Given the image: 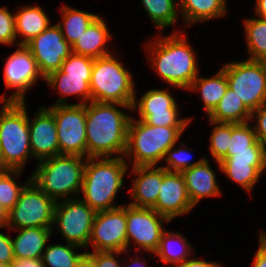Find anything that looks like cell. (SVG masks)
I'll list each match as a JSON object with an SVG mask.
<instances>
[{"instance_id":"cell-4","label":"cell","mask_w":266,"mask_h":267,"mask_svg":"<svg viewBox=\"0 0 266 267\" xmlns=\"http://www.w3.org/2000/svg\"><path fill=\"white\" fill-rule=\"evenodd\" d=\"M187 127L153 126L131 118L123 158L131 167L156 166L167 150L180 140ZM128 159V160H127Z\"/></svg>"},{"instance_id":"cell-39","label":"cell","mask_w":266,"mask_h":267,"mask_svg":"<svg viewBox=\"0 0 266 267\" xmlns=\"http://www.w3.org/2000/svg\"><path fill=\"white\" fill-rule=\"evenodd\" d=\"M94 58L71 53L61 64L60 71L76 76H91Z\"/></svg>"},{"instance_id":"cell-24","label":"cell","mask_w":266,"mask_h":267,"mask_svg":"<svg viewBox=\"0 0 266 267\" xmlns=\"http://www.w3.org/2000/svg\"><path fill=\"white\" fill-rule=\"evenodd\" d=\"M18 234L11 238L13 254L15 258H41L46 249L49 238L52 236V228L29 227L16 229Z\"/></svg>"},{"instance_id":"cell-32","label":"cell","mask_w":266,"mask_h":267,"mask_svg":"<svg viewBox=\"0 0 266 267\" xmlns=\"http://www.w3.org/2000/svg\"><path fill=\"white\" fill-rule=\"evenodd\" d=\"M50 244L42 253L41 260L44 267H77L79 260L86 253H77L76 248L80 246L66 243Z\"/></svg>"},{"instance_id":"cell-30","label":"cell","mask_w":266,"mask_h":267,"mask_svg":"<svg viewBox=\"0 0 266 267\" xmlns=\"http://www.w3.org/2000/svg\"><path fill=\"white\" fill-rule=\"evenodd\" d=\"M244 34L249 60L266 62V20L258 17L244 19Z\"/></svg>"},{"instance_id":"cell-11","label":"cell","mask_w":266,"mask_h":267,"mask_svg":"<svg viewBox=\"0 0 266 267\" xmlns=\"http://www.w3.org/2000/svg\"><path fill=\"white\" fill-rule=\"evenodd\" d=\"M47 108L55 118L60 155L87 158L86 104L52 105Z\"/></svg>"},{"instance_id":"cell-9","label":"cell","mask_w":266,"mask_h":267,"mask_svg":"<svg viewBox=\"0 0 266 267\" xmlns=\"http://www.w3.org/2000/svg\"><path fill=\"white\" fill-rule=\"evenodd\" d=\"M56 201L44 193L31 179L8 212L6 228L16 230L29 227L52 228Z\"/></svg>"},{"instance_id":"cell-10","label":"cell","mask_w":266,"mask_h":267,"mask_svg":"<svg viewBox=\"0 0 266 267\" xmlns=\"http://www.w3.org/2000/svg\"><path fill=\"white\" fill-rule=\"evenodd\" d=\"M96 212L80 197L56 203L52 233L56 228L66 243L87 248Z\"/></svg>"},{"instance_id":"cell-5","label":"cell","mask_w":266,"mask_h":267,"mask_svg":"<svg viewBox=\"0 0 266 267\" xmlns=\"http://www.w3.org/2000/svg\"><path fill=\"white\" fill-rule=\"evenodd\" d=\"M0 109V168L24 169L33 158L26 102H2Z\"/></svg>"},{"instance_id":"cell-25","label":"cell","mask_w":266,"mask_h":267,"mask_svg":"<svg viewBox=\"0 0 266 267\" xmlns=\"http://www.w3.org/2000/svg\"><path fill=\"white\" fill-rule=\"evenodd\" d=\"M184 26L226 16L227 0H178Z\"/></svg>"},{"instance_id":"cell-29","label":"cell","mask_w":266,"mask_h":267,"mask_svg":"<svg viewBox=\"0 0 266 267\" xmlns=\"http://www.w3.org/2000/svg\"><path fill=\"white\" fill-rule=\"evenodd\" d=\"M61 21L56 24L60 27L64 39L72 46L84 33L88 26L99 16L63 4Z\"/></svg>"},{"instance_id":"cell-49","label":"cell","mask_w":266,"mask_h":267,"mask_svg":"<svg viewBox=\"0 0 266 267\" xmlns=\"http://www.w3.org/2000/svg\"><path fill=\"white\" fill-rule=\"evenodd\" d=\"M130 260L128 261L129 262V264H128V266H127V264L125 265V264H123L125 267H147L146 265V262H147V260L145 259V258H143L142 260H141V258L139 257H130L129 258ZM145 259V260H144ZM122 265V267H124Z\"/></svg>"},{"instance_id":"cell-18","label":"cell","mask_w":266,"mask_h":267,"mask_svg":"<svg viewBox=\"0 0 266 267\" xmlns=\"http://www.w3.org/2000/svg\"><path fill=\"white\" fill-rule=\"evenodd\" d=\"M28 124L33 158L39 162L60 155L55 118L47 106L38 109L33 119L28 115Z\"/></svg>"},{"instance_id":"cell-45","label":"cell","mask_w":266,"mask_h":267,"mask_svg":"<svg viewBox=\"0 0 266 267\" xmlns=\"http://www.w3.org/2000/svg\"><path fill=\"white\" fill-rule=\"evenodd\" d=\"M191 256L187 260H185L181 264L174 265V267H222L219 262L217 263L216 261H207L205 259L202 260L196 257ZM195 258V259H194Z\"/></svg>"},{"instance_id":"cell-14","label":"cell","mask_w":266,"mask_h":267,"mask_svg":"<svg viewBox=\"0 0 266 267\" xmlns=\"http://www.w3.org/2000/svg\"><path fill=\"white\" fill-rule=\"evenodd\" d=\"M169 90L152 89L140 99L135 97L132 111L138 110V119L153 126L188 127L192 118H180L179 108Z\"/></svg>"},{"instance_id":"cell-36","label":"cell","mask_w":266,"mask_h":267,"mask_svg":"<svg viewBox=\"0 0 266 267\" xmlns=\"http://www.w3.org/2000/svg\"><path fill=\"white\" fill-rule=\"evenodd\" d=\"M219 162L251 163L263 174L266 170V149L257 139L251 145V151H227V154Z\"/></svg>"},{"instance_id":"cell-8","label":"cell","mask_w":266,"mask_h":267,"mask_svg":"<svg viewBox=\"0 0 266 267\" xmlns=\"http://www.w3.org/2000/svg\"><path fill=\"white\" fill-rule=\"evenodd\" d=\"M228 88L253 112L266 104V62L245 59L222 66Z\"/></svg>"},{"instance_id":"cell-43","label":"cell","mask_w":266,"mask_h":267,"mask_svg":"<svg viewBox=\"0 0 266 267\" xmlns=\"http://www.w3.org/2000/svg\"><path fill=\"white\" fill-rule=\"evenodd\" d=\"M6 228V227H0ZM15 259L13 254V246L11 237L6 233L0 232V263L11 265L12 261Z\"/></svg>"},{"instance_id":"cell-1","label":"cell","mask_w":266,"mask_h":267,"mask_svg":"<svg viewBox=\"0 0 266 267\" xmlns=\"http://www.w3.org/2000/svg\"><path fill=\"white\" fill-rule=\"evenodd\" d=\"M121 107L132 112V105L86 103L87 158L124 156L132 116L121 111Z\"/></svg>"},{"instance_id":"cell-22","label":"cell","mask_w":266,"mask_h":267,"mask_svg":"<svg viewBox=\"0 0 266 267\" xmlns=\"http://www.w3.org/2000/svg\"><path fill=\"white\" fill-rule=\"evenodd\" d=\"M112 38L105 19L98 16L72 45V52L94 59L109 55L113 50H109L107 42Z\"/></svg>"},{"instance_id":"cell-17","label":"cell","mask_w":266,"mask_h":267,"mask_svg":"<svg viewBox=\"0 0 266 267\" xmlns=\"http://www.w3.org/2000/svg\"><path fill=\"white\" fill-rule=\"evenodd\" d=\"M193 208L182 173L169 172L163 168L159 195L152 209L171 222L176 217L188 214Z\"/></svg>"},{"instance_id":"cell-20","label":"cell","mask_w":266,"mask_h":267,"mask_svg":"<svg viewBox=\"0 0 266 267\" xmlns=\"http://www.w3.org/2000/svg\"><path fill=\"white\" fill-rule=\"evenodd\" d=\"M181 173L185 180L188 197L194 207L204 198L222 195L216 172L210 166L209 158H205L200 164L185 169Z\"/></svg>"},{"instance_id":"cell-6","label":"cell","mask_w":266,"mask_h":267,"mask_svg":"<svg viewBox=\"0 0 266 267\" xmlns=\"http://www.w3.org/2000/svg\"><path fill=\"white\" fill-rule=\"evenodd\" d=\"M84 158L75 155H56L41 160L37 162L31 179L56 202L80 197L87 160Z\"/></svg>"},{"instance_id":"cell-50","label":"cell","mask_w":266,"mask_h":267,"mask_svg":"<svg viewBox=\"0 0 266 267\" xmlns=\"http://www.w3.org/2000/svg\"><path fill=\"white\" fill-rule=\"evenodd\" d=\"M8 221V211L7 209L0 203V227H6Z\"/></svg>"},{"instance_id":"cell-3","label":"cell","mask_w":266,"mask_h":267,"mask_svg":"<svg viewBox=\"0 0 266 267\" xmlns=\"http://www.w3.org/2000/svg\"><path fill=\"white\" fill-rule=\"evenodd\" d=\"M129 165L123 157L87 158L84 167L81 198L95 212L118 208L113 201L124 185Z\"/></svg>"},{"instance_id":"cell-37","label":"cell","mask_w":266,"mask_h":267,"mask_svg":"<svg viewBox=\"0 0 266 267\" xmlns=\"http://www.w3.org/2000/svg\"><path fill=\"white\" fill-rule=\"evenodd\" d=\"M213 126L209 138V150L213 161H220L226 154L231 137V123H219L209 120Z\"/></svg>"},{"instance_id":"cell-13","label":"cell","mask_w":266,"mask_h":267,"mask_svg":"<svg viewBox=\"0 0 266 267\" xmlns=\"http://www.w3.org/2000/svg\"><path fill=\"white\" fill-rule=\"evenodd\" d=\"M3 69L5 88L15 91L9 97L3 94L0 102H25L26 92L40 80L39 77L45 80L26 45H18L6 59Z\"/></svg>"},{"instance_id":"cell-35","label":"cell","mask_w":266,"mask_h":267,"mask_svg":"<svg viewBox=\"0 0 266 267\" xmlns=\"http://www.w3.org/2000/svg\"><path fill=\"white\" fill-rule=\"evenodd\" d=\"M187 146L186 142H180L177 149L175 148L176 144L170 147L163 159L167 166L162 165L161 167L169 172H182L185 169L192 168L193 166L200 164L205 159L203 157L198 161L192 162L193 156H191V152L188 149L189 146Z\"/></svg>"},{"instance_id":"cell-28","label":"cell","mask_w":266,"mask_h":267,"mask_svg":"<svg viewBox=\"0 0 266 267\" xmlns=\"http://www.w3.org/2000/svg\"><path fill=\"white\" fill-rule=\"evenodd\" d=\"M251 113L236 93L227 88L215 109L207 117L214 122L240 124L250 122Z\"/></svg>"},{"instance_id":"cell-46","label":"cell","mask_w":266,"mask_h":267,"mask_svg":"<svg viewBox=\"0 0 266 267\" xmlns=\"http://www.w3.org/2000/svg\"><path fill=\"white\" fill-rule=\"evenodd\" d=\"M11 267H44L41 258H15L12 263Z\"/></svg>"},{"instance_id":"cell-31","label":"cell","mask_w":266,"mask_h":267,"mask_svg":"<svg viewBox=\"0 0 266 267\" xmlns=\"http://www.w3.org/2000/svg\"><path fill=\"white\" fill-rule=\"evenodd\" d=\"M141 3L155 29L162 31L178 22V0H141Z\"/></svg>"},{"instance_id":"cell-38","label":"cell","mask_w":266,"mask_h":267,"mask_svg":"<svg viewBox=\"0 0 266 267\" xmlns=\"http://www.w3.org/2000/svg\"><path fill=\"white\" fill-rule=\"evenodd\" d=\"M257 140L253 126L247 123H231V137L227 151H251V145Z\"/></svg>"},{"instance_id":"cell-33","label":"cell","mask_w":266,"mask_h":267,"mask_svg":"<svg viewBox=\"0 0 266 267\" xmlns=\"http://www.w3.org/2000/svg\"><path fill=\"white\" fill-rule=\"evenodd\" d=\"M216 163L219 170L222 171V174L241 186L246 192H251L262 174L255 166H252L251 163L219 161H216Z\"/></svg>"},{"instance_id":"cell-19","label":"cell","mask_w":266,"mask_h":267,"mask_svg":"<svg viewBox=\"0 0 266 267\" xmlns=\"http://www.w3.org/2000/svg\"><path fill=\"white\" fill-rule=\"evenodd\" d=\"M134 173L132 187L129 189V205L138 208H153L157 202L160 184L163 179V168L161 166H136L130 167Z\"/></svg>"},{"instance_id":"cell-27","label":"cell","mask_w":266,"mask_h":267,"mask_svg":"<svg viewBox=\"0 0 266 267\" xmlns=\"http://www.w3.org/2000/svg\"><path fill=\"white\" fill-rule=\"evenodd\" d=\"M191 249L194 246L188 242V239L179 232L166 230L163 232L157 251L153 254L159 257V260L168 264H181L194 254Z\"/></svg>"},{"instance_id":"cell-26","label":"cell","mask_w":266,"mask_h":267,"mask_svg":"<svg viewBox=\"0 0 266 267\" xmlns=\"http://www.w3.org/2000/svg\"><path fill=\"white\" fill-rule=\"evenodd\" d=\"M228 88L225 71L220 70L212 77H202L198 75L192 82L188 91L198 92L204 105L207 116L215 109L220 99Z\"/></svg>"},{"instance_id":"cell-42","label":"cell","mask_w":266,"mask_h":267,"mask_svg":"<svg viewBox=\"0 0 266 267\" xmlns=\"http://www.w3.org/2000/svg\"><path fill=\"white\" fill-rule=\"evenodd\" d=\"M253 120L255 123L253 128L256 133V137L266 149V104H263L251 113L250 122Z\"/></svg>"},{"instance_id":"cell-34","label":"cell","mask_w":266,"mask_h":267,"mask_svg":"<svg viewBox=\"0 0 266 267\" xmlns=\"http://www.w3.org/2000/svg\"><path fill=\"white\" fill-rule=\"evenodd\" d=\"M22 170L3 169L0 172V203L9 212L16 204L19 195L25 185L31 180V176L23 185L19 184L14 178L21 177Z\"/></svg>"},{"instance_id":"cell-21","label":"cell","mask_w":266,"mask_h":267,"mask_svg":"<svg viewBox=\"0 0 266 267\" xmlns=\"http://www.w3.org/2000/svg\"><path fill=\"white\" fill-rule=\"evenodd\" d=\"M46 84L58 91L60 96L53 105H66L68 96H76L80 98L81 102L73 104H86L92 101L90 81L91 76H76L63 73L60 70L49 74L45 80Z\"/></svg>"},{"instance_id":"cell-2","label":"cell","mask_w":266,"mask_h":267,"mask_svg":"<svg viewBox=\"0 0 266 267\" xmlns=\"http://www.w3.org/2000/svg\"><path fill=\"white\" fill-rule=\"evenodd\" d=\"M176 31L177 29L171 35L159 34L151 38L153 41L145 46L148 52L146 55L148 63L151 62V68L165 83L174 88L188 90L200 73L197 53L187 41V35Z\"/></svg>"},{"instance_id":"cell-16","label":"cell","mask_w":266,"mask_h":267,"mask_svg":"<svg viewBox=\"0 0 266 267\" xmlns=\"http://www.w3.org/2000/svg\"><path fill=\"white\" fill-rule=\"evenodd\" d=\"M26 46L30 49L44 78L59 70L63 61L72 53V46L64 39L57 24H51Z\"/></svg>"},{"instance_id":"cell-47","label":"cell","mask_w":266,"mask_h":267,"mask_svg":"<svg viewBox=\"0 0 266 267\" xmlns=\"http://www.w3.org/2000/svg\"><path fill=\"white\" fill-rule=\"evenodd\" d=\"M255 16L266 20V0H255Z\"/></svg>"},{"instance_id":"cell-51","label":"cell","mask_w":266,"mask_h":267,"mask_svg":"<svg viewBox=\"0 0 266 267\" xmlns=\"http://www.w3.org/2000/svg\"><path fill=\"white\" fill-rule=\"evenodd\" d=\"M0 267H11V265H6V264H3V263H0Z\"/></svg>"},{"instance_id":"cell-41","label":"cell","mask_w":266,"mask_h":267,"mask_svg":"<svg viewBox=\"0 0 266 267\" xmlns=\"http://www.w3.org/2000/svg\"><path fill=\"white\" fill-rule=\"evenodd\" d=\"M129 251H95L87 253L94 259L96 267H122L118 256Z\"/></svg>"},{"instance_id":"cell-48","label":"cell","mask_w":266,"mask_h":267,"mask_svg":"<svg viewBox=\"0 0 266 267\" xmlns=\"http://www.w3.org/2000/svg\"><path fill=\"white\" fill-rule=\"evenodd\" d=\"M77 267H96L94 259L86 252L79 260Z\"/></svg>"},{"instance_id":"cell-15","label":"cell","mask_w":266,"mask_h":267,"mask_svg":"<svg viewBox=\"0 0 266 267\" xmlns=\"http://www.w3.org/2000/svg\"><path fill=\"white\" fill-rule=\"evenodd\" d=\"M126 205L96 212L88 246L95 251H127Z\"/></svg>"},{"instance_id":"cell-40","label":"cell","mask_w":266,"mask_h":267,"mask_svg":"<svg viewBox=\"0 0 266 267\" xmlns=\"http://www.w3.org/2000/svg\"><path fill=\"white\" fill-rule=\"evenodd\" d=\"M16 40L14 12L11 13L5 6L0 7V44L13 46L16 43L18 46Z\"/></svg>"},{"instance_id":"cell-23","label":"cell","mask_w":266,"mask_h":267,"mask_svg":"<svg viewBox=\"0 0 266 267\" xmlns=\"http://www.w3.org/2000/svg\"><path fill=\"white\" fill-rule=\"evenodd\" d=\"M14 11L17 38H22L18 45H26L34 37L50 26V18L39 5H24Z\"/></svg>"},{"instance_id":"cell-7","label":"cell","mask_w":266,"mask_h":267,"mask_svg":"<svg viewBox=\"0 0 266 267\" xmlns=\"http://www.w3.org/2000/svg\"><path fill=\"white\" fill-rule=\"evenodd\" d=\"M132 76L112 53L95 58L90 81L92 101L133 105L136 82Z\"/></svg>"},{"instance_id":"cell-44","label":"cell","mask_w":266,"mask_h":267,"mask_svg":"<svg viewBox=\"0 0 266 267\" xmlns=\"http://www.w3.org/2000/svg\"><path fill=\"white\" fill-rule=\"evenodd\" d=\"M259 248L254 254L251 267H266V232L259 234Z\"/></svg>"},{"instance_id":"cell-12","label":"cell","mask_w":266,"mask_h":267,"mask_svg":"<svg viewBox=\"0 0 266 267\" xmlns=\"http://www.w3.org/2000/svg\"><path fill=\"white\" fill-rule=\"evenodd\" d=\"M126 221L127 250L130 251L131 246L132 248L135 246L137 255L140 251L154 254L165 231L162 226L169 223V220L152 208H138L128 204ZM131 240L132 244H130Z\"/></svg>"}]
</instances>
